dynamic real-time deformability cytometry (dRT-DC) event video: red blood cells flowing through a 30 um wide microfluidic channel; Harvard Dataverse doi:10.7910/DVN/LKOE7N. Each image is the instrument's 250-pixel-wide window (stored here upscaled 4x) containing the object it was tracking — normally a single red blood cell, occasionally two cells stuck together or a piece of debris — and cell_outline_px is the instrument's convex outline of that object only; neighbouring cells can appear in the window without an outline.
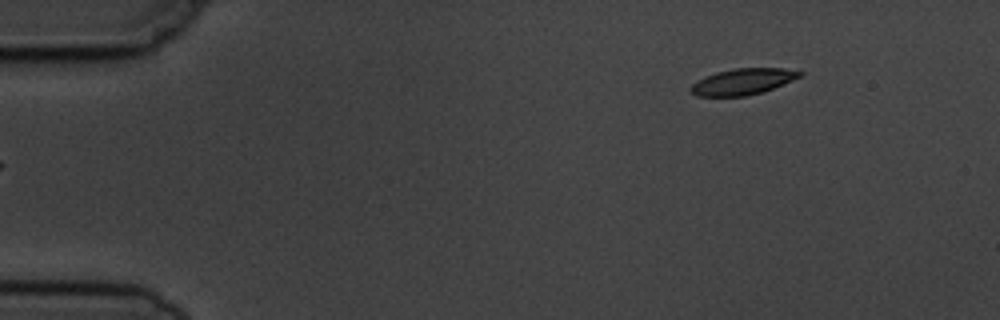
{"species": "common noctule bat (a hibernating species)", "species_latin": "Nyctalus noctula", "temperature_condition": "cold", "stored_images_in_passage": 5, "segment_of_instrument_passage": [2, 2], "camera_frame_rate_fps": 3000, "um_per_image_px": 0.085, "animal": {"sex": "male", "body_mass_g": 19.5, "forearm_length_mm": 54.6}, "frame": {"image": 1, "passage_image": 5, "time_ms": 5.333, "image_size_px": [1000, 320], "cell_outline_px": [[804, 72], [800, 76], [792, 80], [764, 92], [744, 96], [696, 96], [688, 92], [688, 88], [692, 84], [704, 76], [716, 72], [736, 68], [784, 68]], "centroid_in_image_um": [63.08, 6.94], "position_along_channel_um": 21.9, "area_um2": 16.7}}